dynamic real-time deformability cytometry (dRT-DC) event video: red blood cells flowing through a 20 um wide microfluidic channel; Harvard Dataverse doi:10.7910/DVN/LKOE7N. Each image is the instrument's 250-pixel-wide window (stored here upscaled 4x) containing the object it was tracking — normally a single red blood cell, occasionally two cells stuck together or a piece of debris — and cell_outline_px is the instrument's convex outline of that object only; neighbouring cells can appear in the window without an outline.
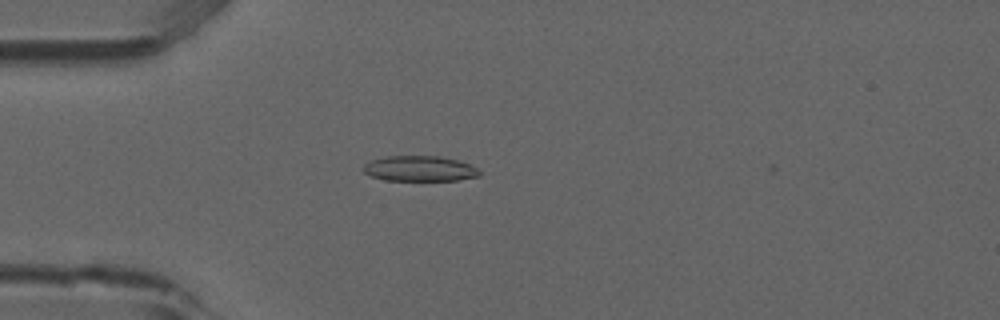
{"species": "common noctule bat (a hibernating species)", "species_latin": "Nyctalus noctula", "temperature_condition": "room temperature", "stored_images_in_passage": 2, "camera_frame_rate_fps": 3000, "um_per_image_px": 0.085, "animal": {"sex": "male", "forearm_length_mm": 52.5}, "frame": {"image": 1, "passage_image": 2, "time_ms": 0.333, "image_size_px": [1000, 320], "cell_outline_px": [[480, 176], [456, 180], [384, 180], [372, 176], [364, 172], [364, 164], [372, 160], [388, 156], [440, 156], [456, 160], [468, 164], [476, 168], [480, 172]], "centroid_in_image_um": [35.67, 14.33], "position_along_channel_um": 49.3, "area_um2": 16.94}}